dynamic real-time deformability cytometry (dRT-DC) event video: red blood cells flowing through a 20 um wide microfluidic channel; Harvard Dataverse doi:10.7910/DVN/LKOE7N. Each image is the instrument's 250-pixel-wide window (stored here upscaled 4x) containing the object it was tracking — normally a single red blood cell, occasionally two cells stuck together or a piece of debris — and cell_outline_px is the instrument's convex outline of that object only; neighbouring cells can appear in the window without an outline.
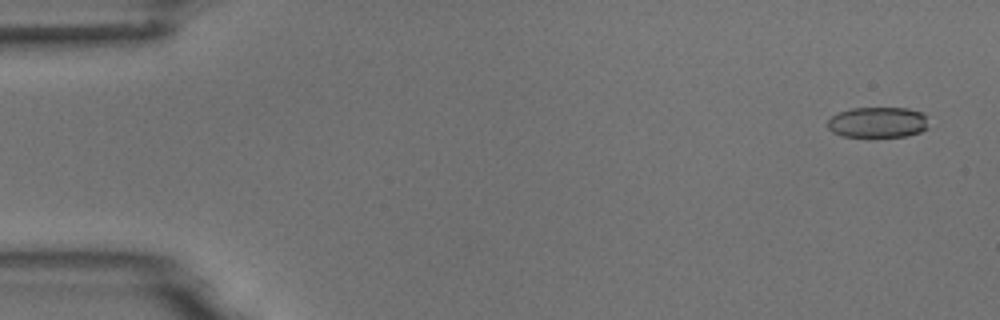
{"species": "common noctule bat (a hibernating species)", "species_latin": "Nyctalus noctula", "temperature_condition": "room temperature", "stored_images_in_passage": 8, "camera_frame_rate_fps": 3000, "um_per_image_px": 0.085, "animal": {"sex": "male", "body_mass_g": 18.8}, "frame": {"image": 1, "passage_image": 1, "time_ms": 0.0, "image_size_px": [1000, 320], "cell_outline_px": [[928, 128], [920, 132], [904, 136], [844, 136], [832, 132], [828, 128], [828, 120], [832, 116], [840, 112], [852, 108], [908, 108], [920, 112], [928, 116]], "centroid_in_image_um": [74.64, 10.39], "position_along_channel_um": 10.4, "area_um2": 17.98}}
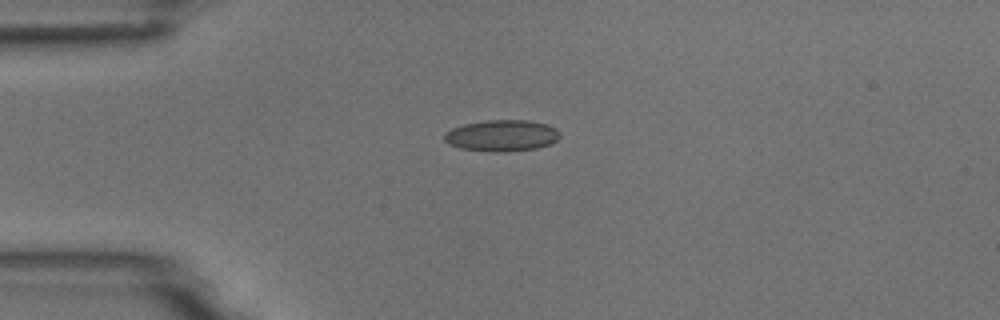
{"frame": {"image": 2, "passage_image": 4, "time_ms": 1.0, "image_size_px": [1000, 320], "cell_outline_px": [[560, 136], [552, 144], [536, 148], [500, 152], [496, 152], [460, 148], [448, 144], [444, 140], [444, 132], [452, 128], [464, 124], [484, 120], [528, 120], [548, 124], [556, 128], [560, 132]], "centroid_in_image_um": [42.66, 11.51], "position_along_channel_um": 42.3, "area_um2": 21.27}}